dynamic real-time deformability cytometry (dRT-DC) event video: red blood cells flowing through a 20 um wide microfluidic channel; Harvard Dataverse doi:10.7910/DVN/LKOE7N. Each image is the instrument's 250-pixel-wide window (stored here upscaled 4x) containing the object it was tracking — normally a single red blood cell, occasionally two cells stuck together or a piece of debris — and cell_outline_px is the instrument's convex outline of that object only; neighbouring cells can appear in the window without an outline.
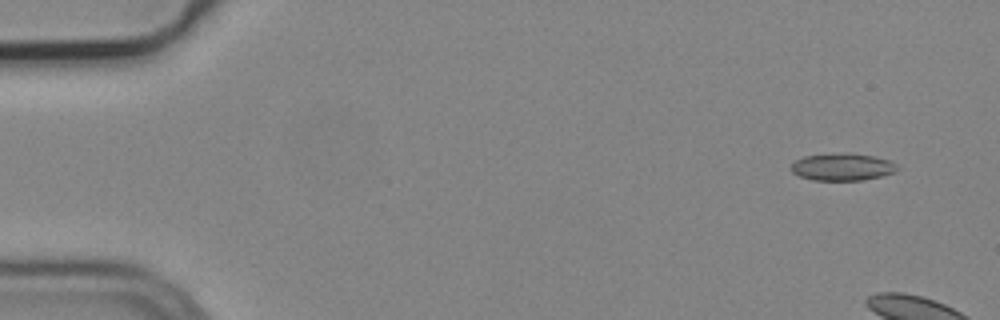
{"species": "common noctule bat (a hibernating species)", "species_latin": "Nyctalus noctula", "temperature_condition": "cold", "stored_images_in_passage": 4, "camera_frame_rate_fps": 3000, "um_per_image_px": 0.085, "animal": {"sex": "male", "body_mass_g": 19.2, "forearm_length_mm": 51.8}, "frame": {"image": 1, "passage_image": 2, "time_ms": 0.333, "image_size_px": [1000, 320], "cell_outline_px": [[900, 168], [896, 172], [880, 176], [860, 180], [812, 180], [800, 176], [792, 172], [792, 164], [796, 160], [804, 156], [840, 152], [848, 152], [872, 156], [888, 160], [896, 164]], "centroid_in_image_um": [71.61, 14.18], "position_along_channel_um": 13.4, "area_um2": 16.88}}